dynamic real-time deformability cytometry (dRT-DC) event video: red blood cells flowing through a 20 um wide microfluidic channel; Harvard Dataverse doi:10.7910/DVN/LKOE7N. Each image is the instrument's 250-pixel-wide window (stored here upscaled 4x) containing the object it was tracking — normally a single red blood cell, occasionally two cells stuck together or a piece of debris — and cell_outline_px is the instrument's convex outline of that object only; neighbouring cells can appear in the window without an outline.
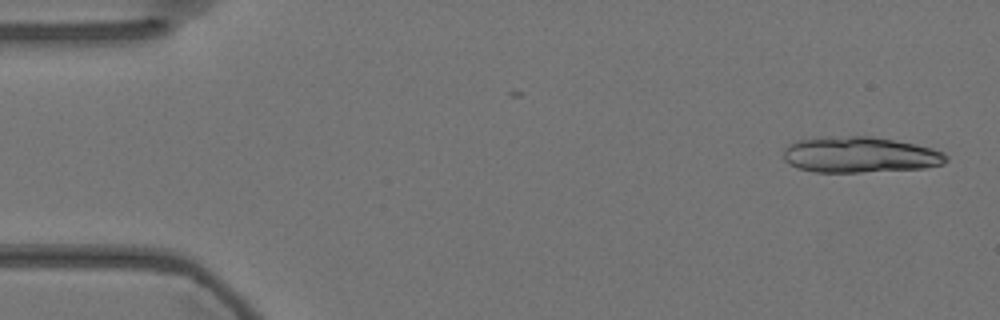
{"species": "Egyptian fruit bat (a non-hibernating species)", "species_latin": "Rousettus aegyptiacus", "temperature_condition": "warm", "stored_images_in_passage": 14, "camera_frame_rate_fps": 3000, "um_per_image_px": 0.085, "animal": {"sex": "female"}, "frame": {"image": 1, "passage_image": 1, "time_ms": 0.0, "image_size_px": [1000, 320], "cell_outline_px": [[948, 160], [944, 164], [924, 168], [860, 172], [816, 172], [800, 168], [788, 164], [784, 160], [784, 148], [788, 144], [796, 140], [824, 136], [872, 136], [916, 144], [932, 148], [944, 152], [948, 156]], "centroid_in_image_um": [73.09, 13.14], "position_along_channel_um": 11.9, "area_um2": 34.33}}